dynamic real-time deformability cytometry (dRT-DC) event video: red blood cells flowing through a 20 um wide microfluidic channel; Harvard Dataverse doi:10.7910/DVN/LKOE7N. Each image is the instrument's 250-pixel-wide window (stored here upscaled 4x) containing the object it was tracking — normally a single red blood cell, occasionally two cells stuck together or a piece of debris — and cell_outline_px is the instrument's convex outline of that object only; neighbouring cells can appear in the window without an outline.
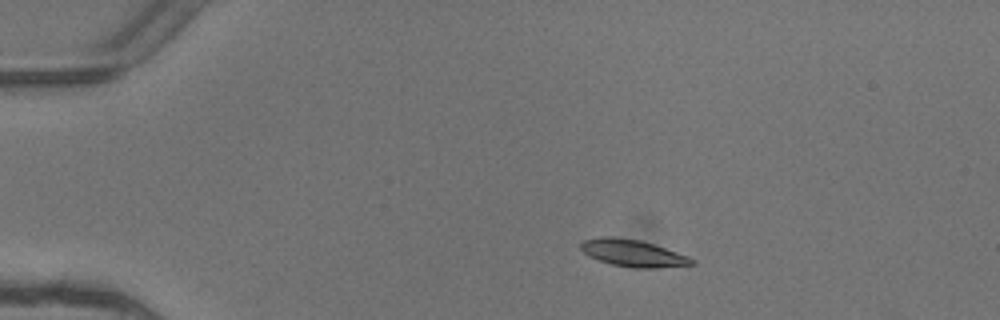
{"species": "common noctule bat (a hibernating species)", "species_latin": "Nyctalus noctula", "temperature_condition": "warm", "stored_images_in_passage": 3, "camera_frame_rate_fps": 3000, "um_per_image_px": 0.085, "animal": {"sex": "female"}, "frame": {"image": 1, "passage_image": 1, "time_ms": 0.0, "image_size_px": [1000, 320], "cell_outline_px": [[696, 264], [656, 268], [636, 268], [612, 264], [596, 260], [588, 256], [580, 248], [580, 244], [584, 240], [604, 236], [612, 236], [640, 240], [688, 256], [696, 260]], "centroid_in_image_um": [53.78, 21.52], "position_along_channel_um": 31.2, "area_um2": 17.4}}
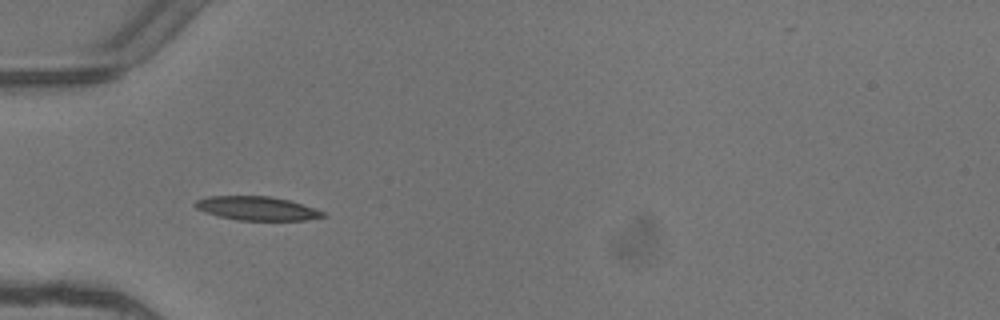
{"frame": {"image": 2, "passage_image": 3, "time_ms": 0.667, "image_size_px": [1000, 320], "cell_outline_px": [[328, 216], [308, 220], [240, 220], [220, 216], [204, 212], [196, 208], [192, 204], [196, 200], [208, 196], [272, 196], [288, 200], [324, 212]], "centroid_in_image_um": [21.81, 17.71], "position_along_channel_um": 63.2, "area_um2": 17.63}}